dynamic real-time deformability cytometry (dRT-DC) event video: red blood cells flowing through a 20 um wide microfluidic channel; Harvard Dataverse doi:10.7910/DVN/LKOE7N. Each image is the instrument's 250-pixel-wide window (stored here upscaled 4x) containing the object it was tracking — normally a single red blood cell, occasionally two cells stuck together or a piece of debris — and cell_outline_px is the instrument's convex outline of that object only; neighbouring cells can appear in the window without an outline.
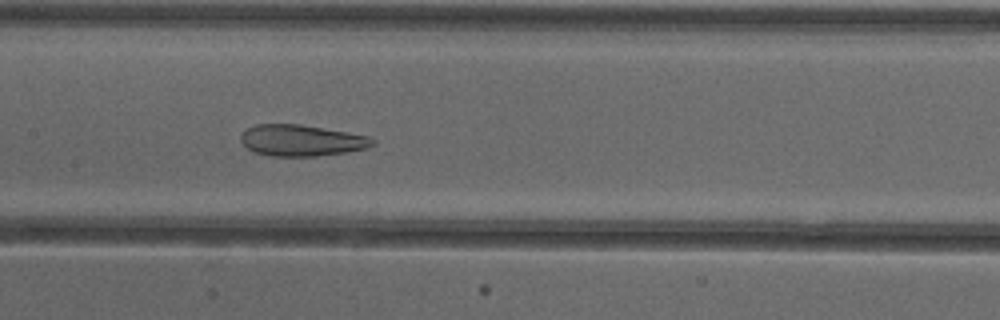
{"species": "common noctule bat (a hibernating species)", "species_latin": "Nyctalus noctula", "temperature_condition": "cold", "stored_images_in_passage": 50, "camera_frame_rate_fps": 3000, "um_per_image_px": 0.085, "animal": {"sex": "female"}, "frame": {"image": 1, "passage_image": 26, "time_ms": 8.333, "image_size_px": [1000, 320], "cell_outline_px": [[376, 144], [368, 148], [344, 152], [316, 156], [272, 156], [256, 152], [248, 148], [240, 140], [240, 136], [248, 128], [256, 124], [300, 124], [348, 132], [368, 136], [376, 140]], "centroid_in_image_um": [25.66, 11.93], "position_along_channel_um": 181.7, "area_um2": 23.93}}
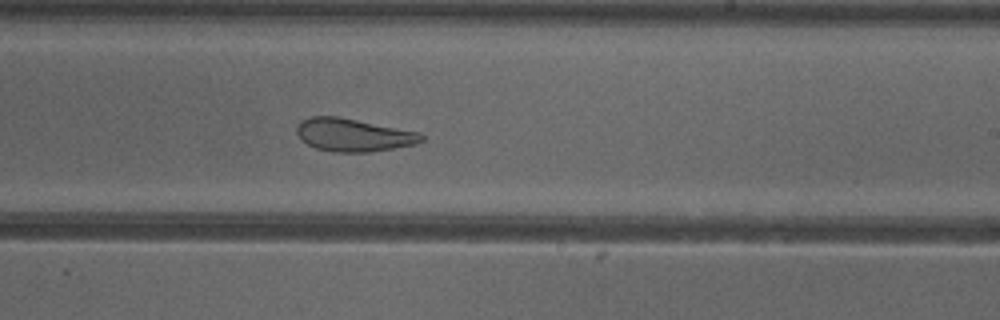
{"frame": {"image": 2, "passage_image": 32, "time_ms": 10.333, "image_size_px": [1000, 320], "cell_outline_px": [[424, 140], [416, 144], [368, 152], [332, 152], [316, 148], [300, 140], [296, 132], [296, 128], [300, 120], [312, 116], [336, 116], [420, 132], [424, 136]], "centroid_in_image_um": [30.01, 11.47], "position_along_channel_um": 259.0, "area_um2": 23.93}}
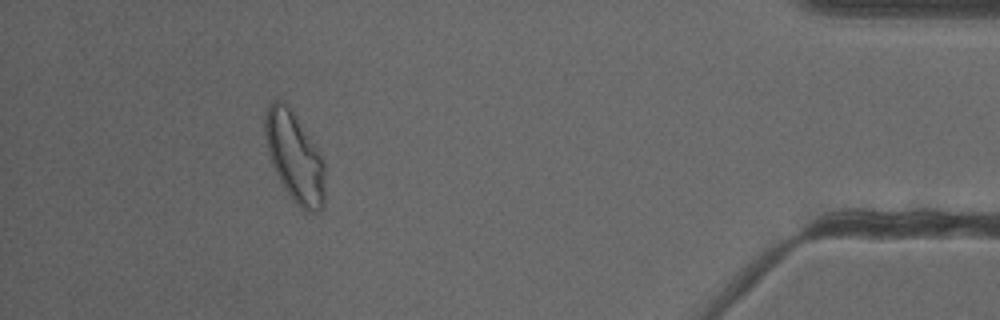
{"frame": {"image": 3, "passage_image": 48, "time_ms": 15.667, "image_size_px": [1000, 320], "cell_outline_px": [[324, 204], [316, 212], [304, 212], [292, 200], [284, 188], [272, 164], [268, 152], [264, 136], [264, 112], [268, 104], [272, 100], [280, 100], [292, 112], [324, 160]], "centroid_in_image_um": [25.01, 13.38], "position_along_channel_um": 410.2, "area_um2": 30.98}}